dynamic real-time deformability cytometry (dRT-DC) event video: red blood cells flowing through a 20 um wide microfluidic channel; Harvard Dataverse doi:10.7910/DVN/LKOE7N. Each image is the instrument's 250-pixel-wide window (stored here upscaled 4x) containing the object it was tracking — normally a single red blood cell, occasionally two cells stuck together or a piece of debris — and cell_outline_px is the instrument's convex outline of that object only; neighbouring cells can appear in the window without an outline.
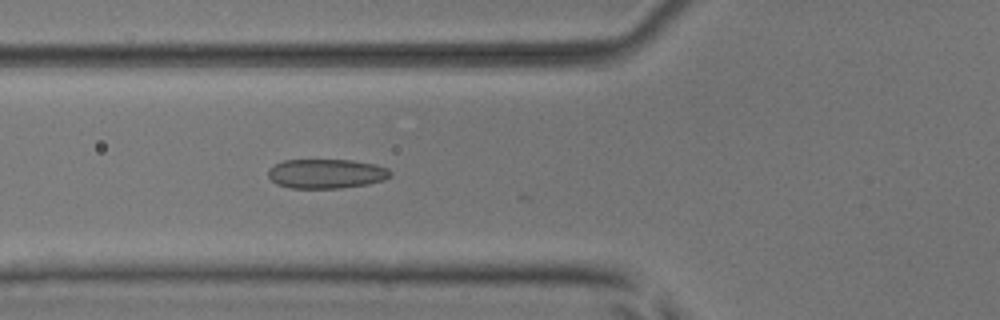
{"species": "common noctule bat (a hibernating species)", "species_latin": "Nyctalus noctula", "temperature_condition": "room temperature", "stored_images_in_passage": 6, "camera_frame_rate_fps": 3000, "um_per_image_px": 0.085, "animal": {"sex": "male", "body_mass_g": 17.9, "forearm_length_mm": 54.2}, "frame": {"image": 1, "passage_image": 6, "time_ms": 1.667, "image_size_px": [1000, 320], "cell_outline_px": [[392, 176], [384, 180], [368, 184], [340, 188], [292, 188], [276, 184], [268, 176], [268, 168], [284, 160], [352, 160], [376, 164], [388, 168], [392, 172]], "centroid_in_image_um": [27.76, 14.76], "position_along_channel_um": 98.0, "area_um2": 21.1}}